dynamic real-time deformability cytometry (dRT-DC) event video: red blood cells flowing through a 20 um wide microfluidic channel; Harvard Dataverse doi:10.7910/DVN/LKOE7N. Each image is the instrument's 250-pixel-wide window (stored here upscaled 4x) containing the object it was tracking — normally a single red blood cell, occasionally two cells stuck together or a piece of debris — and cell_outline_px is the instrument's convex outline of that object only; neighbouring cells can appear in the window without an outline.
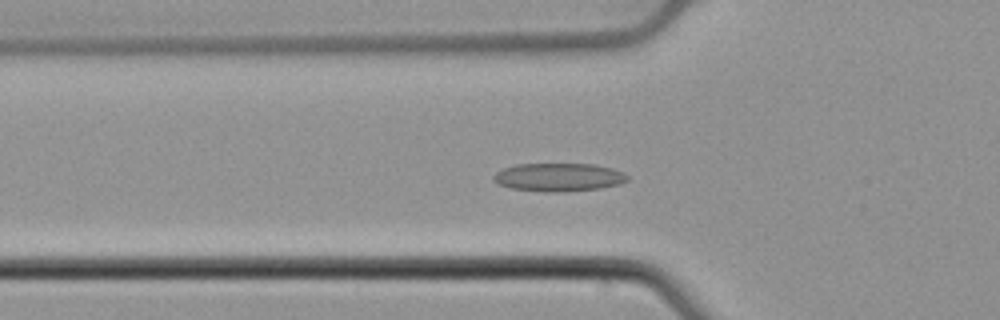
{"species": "common noctule bat (a hibernating species)", "species_latin": "Nyctalus noctula", "temperature_condition": "cold", "stored_images_in_passage": 54, "camera_frame_rate_fps": 3000, "um_per_image_px": 0.085, "animal": {"sex": "male", "body_mass_g": 21.5, "forearm_length_mm": 52.0}, "frame": {"image": 1, "passage_image": 19, "time_ms": 6.0, "image_size_px": [1000, 320], "cell_outline_px": [[628, 180], [620, 184], [600, 188], [564, 192], [544, 192], [512, 188], [496, 184], [492, 180], [492, 176], [496, 172], [504, 168], [516, 164], [596, 164], [612, 168], [624, 172], [628, 176]], "centroid_in_image_um": [47.48, 15.06], "position_along_channel_um": 78.3, "area_um2": 22.25}}
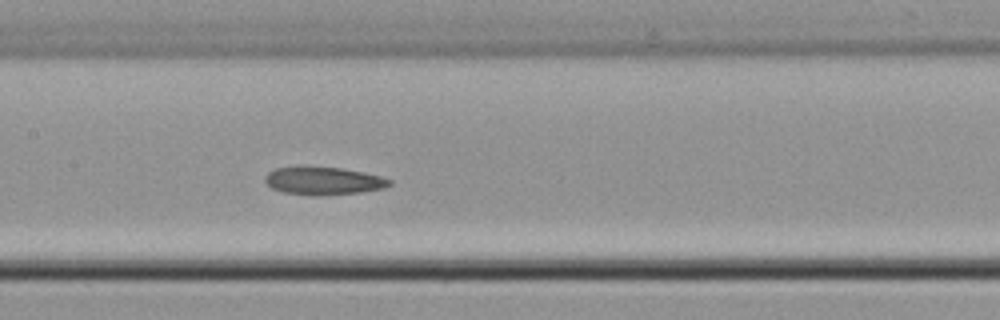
{"frame": {"image": 2, "passage_image": 27, "time_ms": 8.667, "image_size_px": [1000, 320], "cell_outline_px": [[392, 184], [384, 188], [360, 192], [324, 196], [312, 196], [284, 192], [272, 188], [264, 180], [264, 176], [268, 172], [276, 168], [304, 164], [340, 168], [364, 172], [380, 176], [392, 180]], "centroid_in_image_um": [27.46, 15.35], "position_along_channel_um": 179.9, "area_um2": 20.87}}
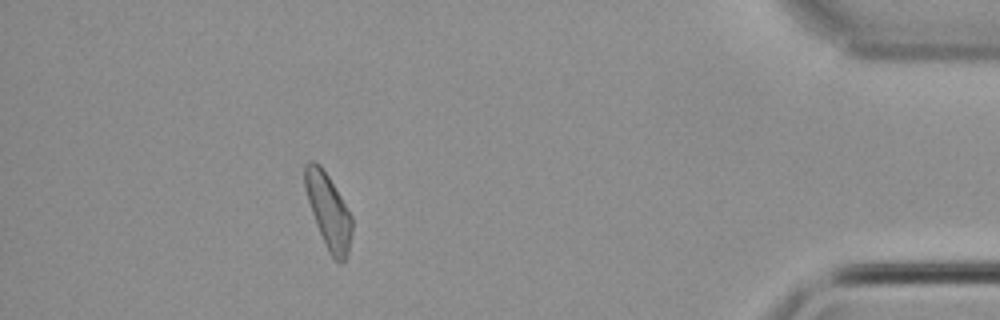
{"frame": {"image": 3, "passage_image": 49, "time_ms": 16.0, "image_size_px": [1000, 320], "cell_outline_px": [[352, 232], [348, 252], [344, 260], [336, 260], [328, 252], [324, 244], [316, 224], [308, 200], [304, 184], [304, 164], [308, 160], [312, 160], [320, 164], [328, 176], [352, 216]], "centroid_in_image_um": [27.89, 17.91], "position_along_channel_um": 407.3, "area_um2": 20.23}, "authors_computed_cell_mechanics": {"area_um2": 20.9525, "velocity_mm_per_s": 3.8288, "shape_relaxation_time_tau1_ms": null, "shape_relaxation_time_tau2_ms": 7.0102, "deformation_change_tau1": null, "deformation_change_tau2": 0.1442}}